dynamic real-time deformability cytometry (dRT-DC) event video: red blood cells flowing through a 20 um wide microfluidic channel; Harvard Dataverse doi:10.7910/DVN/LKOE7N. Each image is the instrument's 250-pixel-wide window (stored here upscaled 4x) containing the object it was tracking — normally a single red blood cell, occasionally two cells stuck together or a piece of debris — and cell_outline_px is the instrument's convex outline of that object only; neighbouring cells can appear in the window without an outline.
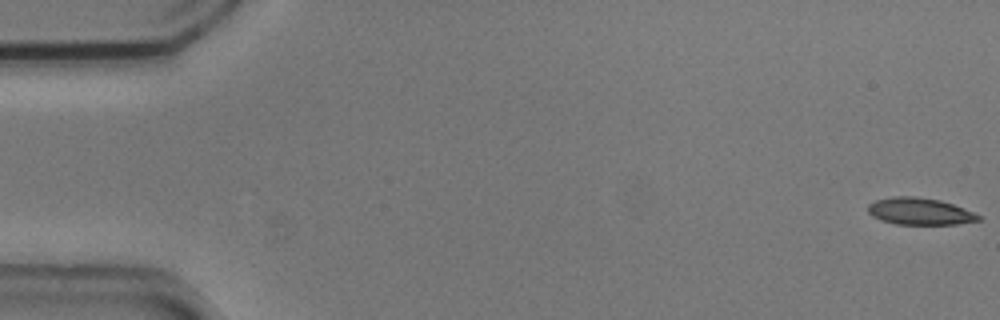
{"species": "common noctule bat (a hibernating species)", "species_latin": "Nyctalus noctula", "temperature_condition": "cold", "stored_images_in_passage": 14, "camera_frame_rate_fps": 3000, "um_per_image_px": 0.085, "animal": {"sex": "male", "body_mass_g": 20.5, "forearm_length_mm": 52.5}, "frame": {"image": 1, "passage_image": 1, "time_ms": 0.0, "image_size_px": [1000, 320], "cell_outline_px": [[980, 220], [956, 224], [896, 224], [880, 220], [872, 216], [868, 212], [868, 204], [876, 200], [892, 196], [916, 196], [940, 200], [964, 208], [980, 216]], "centroid_in_image_um": [78.14, 17.96], "position_along_channel_um": 6.9, "area_um2": 17.28}}